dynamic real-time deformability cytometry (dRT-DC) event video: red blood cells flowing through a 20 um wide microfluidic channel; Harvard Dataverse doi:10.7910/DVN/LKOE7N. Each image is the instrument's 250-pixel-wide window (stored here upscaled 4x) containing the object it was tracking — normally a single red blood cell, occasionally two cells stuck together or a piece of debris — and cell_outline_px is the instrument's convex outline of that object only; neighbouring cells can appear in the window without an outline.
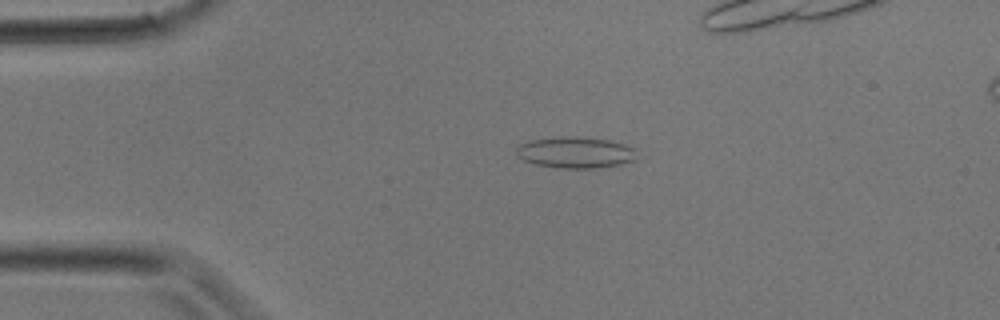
{"species": "common noctule bat (a hibernating species)", "species_latin": "Nyctalus noctula", "temperature_condition": "room temperature", "stored_images_in_passage": 32, "camera_frame_rate_fps": 3000, "um_per_image_px": 0.085, "animal": {"sex": "male", "body_mass_g": 17.9}, "frame": {"image": 1, "passage_image": 7, "time_ms": 2.0, "image_size_px": [1000, 320], "cell_outline_px": [[636, 160], [620, 164], [596, 168], [556, 168], [536, 164], [524, 160], [516, 156], [516, 148], [520, 144], [528, 140], [560, 136], [572, 136], [608, 140], [624, 144], [636, 148]], "centroid_in_image_um": [48.9, 12.96], "position_along_channel_um": 36.1, "area_um2": 22.14}}
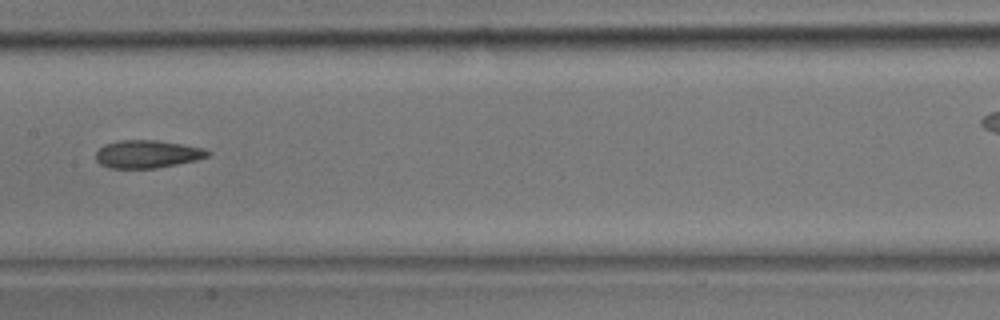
{"frame": {"image": 2, "passage_image": 16, "time_ms": 5.0, "image_size_px": [1000, 320], "cell_outline_px": [[212, 152], [208, 156], [196, 160], [156, 168], [108, 168], [100, 164], [96, 160], [96, 152], [104, 144], [120, 140], [156, 140], [204, 148]], "centroid_in_image_um": [12.5, 13.1], "position_along_channel_um": 194.9, "area_um2": 18.09}}
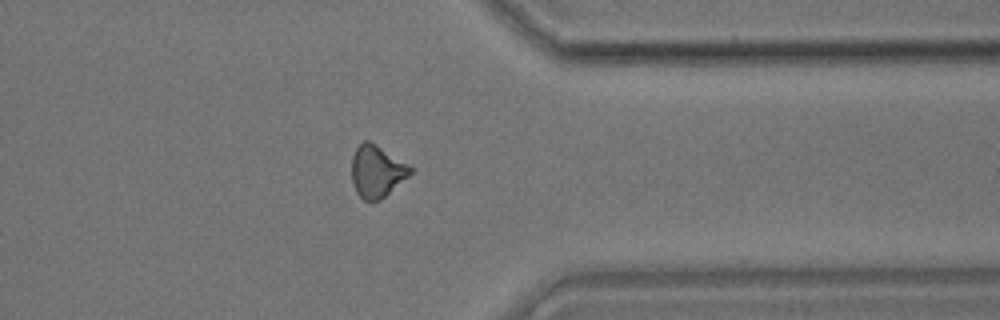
{"frame": {"image": 3, "passage_image": 25, "time_ms": 8.0, "image_size_px": [1000, 320], "cell_outline_px": [[412, 172], [408, 176], [380, 200], [364, 200], [356, 192], [352, 184], [352, 156], [356, 148], [364, 140], [368, 140], [408, 164], [412, 168]], "centroid_in_image_um": [32.0, 14.56], "position_along_channel_um": 379.4, "area_um2": 17.46}}